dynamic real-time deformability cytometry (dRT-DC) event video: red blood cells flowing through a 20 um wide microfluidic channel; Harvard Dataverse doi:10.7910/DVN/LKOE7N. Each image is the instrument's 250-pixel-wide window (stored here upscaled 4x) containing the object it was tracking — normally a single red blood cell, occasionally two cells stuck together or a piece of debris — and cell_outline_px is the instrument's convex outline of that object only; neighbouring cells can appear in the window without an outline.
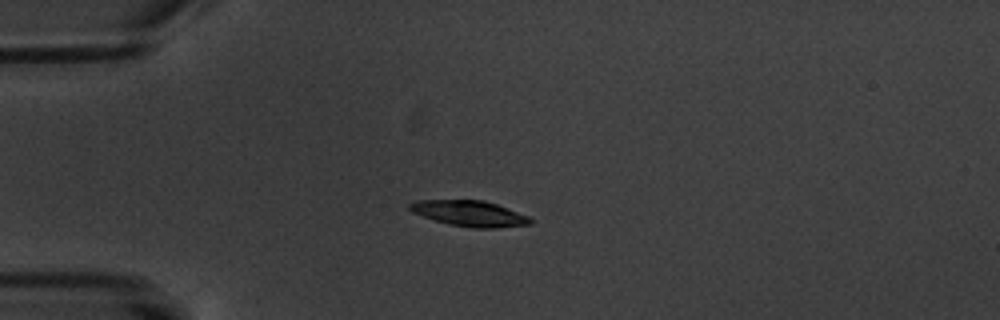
{"species": "common noctule bat (a hibernating species)", "species_latin": "Nyctalus noctula", "temperature_condition": "warm", "stored_images_in_passage": 4, "camera_frame_rate_fps": 3000, "um_per_image_px": 0.085, "animal": {"sex": "male", "body_mass_g": 20.1, "forearm_length_mm": 53.5}, "frame": {"image": 1, "passage_image": 4, "time_ms": 3.667, "image_size_px": [1000, 320], "cell_outline_px": [[532, 224], [496, 228], [472, 228], [448, 224], [412, 212], [408, 208], [408, 204], [416, 200], [484, 200], [496, 204], [528, 216], [532, 220]], "centroid_in_image_um": [39.91, 18.14], "position_along_channel_um": 45.1, "area_um2": 17.98}}